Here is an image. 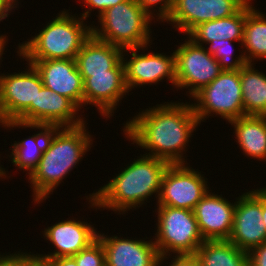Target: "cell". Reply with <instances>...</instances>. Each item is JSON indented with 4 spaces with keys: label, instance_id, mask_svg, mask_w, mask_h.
<instances>
[{
    "label": "cell",
    "instance_id": "obj_1",
    "mask_svg": "<svg viewBox=\"0 0 266 266\" xmlns=\"http://www.w3.org/2000/svg\"><path fill=\"white\" fill-rule=\"evenodd\" d=\"M123 125L125 139L145 149L144 155L169 164H187L186 146L200 122L190 102L176 101L143 109Z\"/></svg>",
    "mask_w": 266,
    "mask_h": 266
},
{
    "label": "cell",
    "instance_id": "obj_2",
    "mask_svg": "<svg viewBox=\"0 0 266 266\" xmlns=\"http://www.w3.org/2000/svg\"><path fill=\"white\" fill-rule=\"evenodd\" d=\"M138 157L98 191L87 195L88 208H95L96 211L100 208L111 209L125 216L130 209L142 207L154 194L157 203L162 177L169 163L144 154Z\"/></svg>",
    "mask_w": 266,
    "mask_h": 266
},
{
    "label": "cell",
    "instance_id": "obj_3",
    "mask_svg": "<svg viewBox=\"0 0 266 266\" xmlns=\"http://www.w3.org/2000/svg\"><path fill=\"white\" fill-rule=\"evenodd\" d=\"M87 124L84 122L75 127L50 128L43 155L36 168L27 176L34 203L40 204L49 198L90 151L94 138L87 131Z\"/></svg>",
    "mask_w": 266,
    "mask_h": 266
},
{
    "label": "cell",
    "instance_id": "obj_4",
    "mask_svg": "<svg viewBox=\"0 0 266 266\" xmlns=\"http://www.w3.org/2000/svg\"><path fill=\"white\" fill-rule=\"evenodd\" d=\"M68 11L62 10L38 34L22 44L19 42V58L25 61L76 59L83 44L92 35V26H87L80 15H72Z\"/></svg>",
    "mask_w": 266,
    "mask_h": 266
},
{
    "label": "cell",
    "instance_id": "obj_5",
    "mask_svg": "<svg viewBox=\"0 0 266 266\" xmlns=\"http://www.w3.org/2000/svg\"><path fill=\"white\" fill-rule=\"evenodd\" d=\"M98 26L91 24L92 35L122 49L152 44L153 19L136 0H126L104 11Z\"/></svg>",
    "mask_w": 266,
    "mask_h": 266
},
{
    "label": "cell",
    "instance_id": "obj_6",
    "mask_svg": "<svg viewBox=\"0 0 266 266\" xmlns=\"http://www.w3.org/2000/svg\"><path fill=\"white\" fill-rule=\"evenodd\" d=\"M156 208L157 231L153 239L159 255H195L204 239L194 211L164 205Z\"/></svg>",
    "mask_w": 266,
    "mask_h": 266
},
{
    "label": "cell",
    "instance_id": "obj_7",
    "mask_svg": "<svg viewBox=\"0 0 266 266\" xmlns=\"http://www.w3.org/2000/svg\"><path fill=\"white\" fill-rule=\"evenodd\" d=\"M192 100L194 103L191 104L200 124L214 115L221 116L226 122L243 117L239 70H223L211 83L197 92Z\"/></svg>",
    "mask_w": 266,
    "mask_h": 266
},
{
    "label": "cell",
    "instance_id": "obj_8",
    "mask_svg": "<svg viewBox=\"0 0 266 266\" xmlns=\"http://www.w3.org/2000/svg\"><path fill=\"white\" fill-rule=\"evenodd\" d=\"M176 65L175 88L188 89L191 98L211 83L223 70L218 61L204 46L195 44L187 37L174 50Z\"/></svg>",
    "mask_w": 266,
    "mask_h": 266
},
{
    "label": "cell",
    "instance_id": "obj_9",
    "mask_svg": "<svg viewBox=\"0 0 266 266\" xmlns=\"http://www.w3.org/2000/svg\"><path fill=\"white\" fill-rule=\"evenodd\" d=\"M189 164H169L165 170L156 205L194 210L210 190L208 179Z\"/></svg>",
    "mask_w": 266,
    "mask_h": 266
},
{
    "label": "cell",
    "instance_id": "obj_10",
    "mask_svg": "<svg viewBox=\"0 0 266 266\" xmlns=\"http://www.w3.org/2000/svg\"><path fill=\"white\" fill-rule=\"evenodd\" d=\"M150 45L143 47H134L123 49L122 61L125 70V80L129 92L135 87L143 85H154L167 80L175 88L176 84V65L175 54L166 55V53L158 52H140V50H148ZM130 52V58L127 56ZM140 53V54H139ZM144 53V54H143Z\"/></svg>",
    "mask_w": 266,
    "mask_h": 266
},
{
    "label": "cell",
    "instance_id": "obj_11",
    "mask_svg": "<svg viewBox=\"0 0 266 266\" xmlns=\"http://www.w3.org/2000/svg\"><path fill=\"white\" fill-rule=\"evenodd\" d=\"M26 64L25 71L0 74V125L15 121L31 104H36L37 94L44 86L35 67Z\"/></svg>",
    "mask_w": 266,
    "mask_h": 266
},
{
    "label": "cell",
    "instance_id": "obj_12",
    "mask_svg": "<svg viewBox=\"0 0 266 266\" xmlns=\"http://www.w3.org/2000/svg\"><path fill=\"white\" fill-rule=\"evenodd\" d=\"M235 199L233 228L228 240L248 252L266 242L262 221V188L242 193Z\"/></svg>",
    "mask_w": 266,
    "mask_h": 266
},
{
    "label": "cell",
    "instance_id": "obj_13",
    "mask_svg": "<svg viewBox=\"0 0 266 266\" xmlns=\"http://www.w3.org/2000/svg\"><path fill=\"white\" fill-rule=\"evenodd\" d=\"M80 109L67 97L43 86L31 104L15 121L51 127H75L87 122ZM79 114V115H78Z\"/></svg>",
    "mask_w": 266,
    "mask_h": 266
},
{
    "label": "cell",
    "instance_id": "obj_14",
    "mask_svg": "<svg viewBox=\"0 0 266 266\" xmlns=\"http://www.w3.org/2000/svg\"><path fill=\"white\" fill-rule=\"evenodd\" d=\"M249 0H173L171 14L165 21L180 33L188 35L196 26L227 18L238 12Z\"/></svg>",
    "mask_w": 266,
    "mask_h": 266
},
{
    "label": "cell",
    "instance_id": "obj_15",
    "mask_svg": "<svg viewBox=\"0 0 266 266\" xmlns=\"http://www.w3.org/2000/svg\"><path fill=\"white\" fill-rule=\"evenodd\" d=\"M128 93L122 60L108 73L90 74L83 81L84 107L94 105L107 120L114 116V110Z\"/></svg>",
    "mask_w": 266,
    "mask_h": 266
},
{
    "label": "cell",
    "instance_id": "obj_16",
    "mask_svg": "<svg viewBox=\"0 0 266 266\" xmlns=\"http://www.w3.org/2000/svg\"><path fill=\"white\" fill-rule=\"evenodd\" d=\"M78 220L74 217L67 218L52 224L42 231L45 240H48L52 246L54 245V252L49 254H39L45 261L48 259L58 257L74 256L82 249L88 247L97 239L98 231L92 222Z\"/></svg>",
    "mask_w": 266,
    "mask_h": 266
},
{
    "label": "cell",
    "instance_id": "obj_17",
    "mask_svg": "<svg viewBox=\"0 0 266 266\" xmlns=\"http://www.w3.org/2000/svg\"><path fill=\"white\" fill-rule=\"evenodd\" d=\"M105 253V266H158L159 252L154 239L107 236L98 231ZM146 240V241H145Z\"/></svg>",
    "mask_w": 266,
    "mask_h": 266
},
{
    "label": "cell",
    "instance_id": "obj_18",
    "mask_svg": "<svg viewBox=\"0 0 266 266\" xmlns=\"http://www.w3.org/2000/svg\"><path fill=\"white\" fill-rule=\"evenodd\" d=\"M209 190L194 208L198 228L204 241L228 240L232 228L236 201L231 203L222 194Z\"/></svg>",
    "mask_w": 266,
    "mask_h": 266
},
{
    "label": "cell",
    "instance_id": "obj_19",
    "mask_svg": "<svg viewBox=\"0 0 266 266\" xmlns=\"http://www.w3.org/2000/svg\"><path fill=\"white\" fill-rule=\"evenodd\" d=\"M39 72L43 85L70 99L80 110L84 107L83 80L75 59L26 61Z\"/></svg>",
    "mask_w": 266,
    "mask_h": 266
},
{
    "label": "cell",
    "instance_id": "obj_20",
    "mask_svg": "<svg viewBox=\"0 0 266 266\" xmlns=\"http://www.w3.org/2000/svg\"><path fill=\"white\" fill-rule=\"evenodd\" d=\"M0 126L4 127L7 130H13V128H30L36 129V134L28 136L27 139L23 138L18 142L14 141L11 145L12 150L9 158L13 166H17L23 172L26 171V175L29 176L32 171L38 165L42 155L43 150L47 141L48 132L51 126L47 125H35V124H26L18 121H7L2 123ZM28 172V173H27Z\"/></svg>",
    "mask_w": 266,
    "mask_h": 266
},
{
    "label": "cell",
    "instance_id": "obj_21",
    "mask_svg": "<svg viewBox=\"0 0 266 266\" xmlns=\"http://www.w3.org/2000/svg\"><path fill=\"white\" fill-rule=\"evenodd\" d=\"M123 49L91 35L76 56V64L84 81L90 74L108 73L122 60Z\"/></svg>",
    "mask_w": 266,
    "mask_h": 266
},
{
    "label": "cell",
    "instance_id": "obj_22",
    "mask_svg": "<svg viewBox=\"0 0 266 266\" xmlns=\"http://www.w3.org/2000/svg\"><path fill=\"white\" fill-rule=\"evenodd\" d=\"M247 16V3L235 14L227 18L212 20L196 26L187 36L195 44L205 47L213 40L238 42L242 49L244 25Z\"/></svg>",
    "mask_w": 266,
    "mask_h": 266
},
{
    "label": "cell",
    "instance_id": "obj_23",
    "mask_svg": "<svg viewBox=\"0 0 266 266\" xmlns=\"http://www.w3.org/2000/svg\"><path fill=\"white\" fill-rule=\"evenodd\" d=\"M228 123L246 158L266 161V116H243Z\"/></svg>",
    "mask_w": 266,
    "mask_h": 266
},
{
    "label": "cell",
    "instance_id": "obj_24",
    "mask_svg": "<svg viewBox=\"0 0 266 266\" xmlns=\"http://www.w3.org/2000/svg\"><path fill=\"white\" fill-rule=\"evenodd\" d=\"M247 63L240 70L244 116H266V74Z\"/></svg>",
    "mask_w": 266,
    "mask_h": 266
},
{
    "label": "cell",
    "instance_id": "obj_25",
    "mask_svg": "<svg viewBox=\"0 0 266 266\" xmlns=\"http://www.w3.org/2000/svg\"><path fill=\"white\" fill-rule=\"evenodd\" d=\"M247 2V16L244 25L242 52L247 63L266 60V13L260 12Z\"/></svg>",
    "mask_w": 266,
    "mask_h": 266
},
{
    "label": "cell",
    "instance_id": "obj_26",
    "mask_svg": "<svg viewBox=\"0 0 266 266\" xmlns=\"http://www.w3.org/2000/svg\"><path fill=\"white\" fill-rule=\"evenodd\" d=\"M195 256L200 266H248L247 252L229 240H206Z\"/></svg>",
    "mask_w": 266,
    "mask_h": 266
},
{
    "label": "cell",
    "instance_id": "obj_27",
    "mask_svg": "<svg viewBox=\"0 0 266 266\" xmlns=\"http://www.w3.org/2000/svg\"><path fill=\"white\" fill-rule=\"evenodd\" d=\"M234 41L231 40H213L208 43L209 47H205L206 50L213 55V57L218 61L222 70H240L244 65L247 64L244 54L240 51V55H236L233 58Z\"/></svg>",
    "mask_w": 266,
    "mask_h": 266
},
{
    "label": "cell",
    "instance_id": "obj_28",
    "mask_svg": "<svg viewBox=\"0 0 266 266\" xmlns=\"http://www.w3.org/2000/svg\"><path fill=\"white\" fill-rule=\"evenodd\" d=\"M72 257L78 266H105L104 247L98 238Z\"/></svg>",
    "mask_w": 266,
    "mask_h": 266
},
{
    "label": "cell",
    "instance_id": "obj_29",
    "mask_svg": "<svg viewBox=\"0 0 266 266\" xmlns=\"http://www.w3.org/2000/svg\"><path fill=\"white\" fill-rule=\"evenodd\" d=\"M7 254L1 255L0 253V266H46V261L38 253L33 254L20 250Z\"/></svg>",
    "mask_w": 266,
    "mask_h": 266
},
{
    "label": "cell",
    "instance_id": "obj_30",
    "mask_svg": "<svg viewBox=\"0 0 266 266\" xmlns=\"http://www.w3.org/2000/svg\"><path fill=\"white\" fill-rule=\"evenodd\" d=\"M136 2L153 20L157 17V21L160 20L159 23H165L173 7V0H136Z\"/></svg>",
    "mask_w": 266,
    "mask_h": 266
},
{
    "label": "cell",
    "instance_id": "obj_31",
    "mask_svg": "<svg viewBox=\"0 0 266 266\" xmlns=\"http://www.w3.org/2000/svg\"><path fill=\"white\" fill-rule=\"evenodd\" d=\"M123 1H126V0H82V3H84L83 6L84 7L86 6V8H88V9L85 10V12L83 11L82 13H80V16L84 20H86L87 17L91 16L92 10H93V12H94V10H97L98 16H100L107 9L114 7L115 5H117L118 3H121Z\"/></svg>",
    "mask_w": 266,
    "mask_h": 266
},
{
    "label": "cell",
    "instance_id": "obj_32",
    "mask_svg": "<svg viewBox=\"0 0 266 266\" xmlns=\"http://www.w3.org/2000/svg\"><path fill=\"white\" fill-rule=\"evenodd\" d=\"M167 255V256H160L158 266L164 265L163 263L166 262L168 264L169 257L172 258L171 262H169L168 266H200V263L195 255ZM175 257V258H174Z\"/></svg>",
    "mask_w": 266,
    "mask_h": 266
},
{
    "label": "cell",
    "instance_id": "obj_33",
    "mask_svg": "<svg viewBox=\"0 0 266 266\" xmlns=\"http://www.w3.org/2000/svg\"><path fill=\"white\" fill-rule=\"evenodd\" d=\"M248 266H266V242L247 252Z\"/></svg>",
    "mask_w": 266,
    "mask_h": 266
},
{
    "label": "cell",
    "instance_id": "obj_34",
    "mask_svg": "<svg viewBox=\"0 0 266 266\" xmlns=\"http://www.w3.org/2000/svg\"><path fill=\"white\" fill-rule=\"evenodd\" d=\"M19 0H0V22L5 20L9 15H11V12H14L12 10H16V8H19L18 2ZM15 8V9H14Z\"/></svg>",
    "mask_w": 266,
    "mask_h": 266
},
{
    "label": "cell",
    "instance_id": "obj_35",
    "mask_svg": "<svg viewBox=\"0 0 266 266\" xmlns=\"http://www.w3.org/2000/svg\"><path fill=\"white\" fill-rule=\"evenodd\" d=\"M46 266H78L72 256L58 257L46 260Z\"/></svg>",
    "mask_w": 266,
    "mask_h": 266
},
{
    "label": "cell",
    "instance_id": "obj_36",
    "mask_svg": "<svg viewBox=\"0 0 266 266\" xmlns=\"http://www.w3.org/2000/svg\"><path fill=\"white\" fill-rule=\"evenodd\" d=\"M262 221L266 230V185L262 187Z\"/></svg>",
    "mask_w": 266,
    "mask_h": 266
},
{
    "label": "cell",
    "instance_id": "obj_37",
    "mask_svg": "<svg viewBox=\"0 0 266 266\" xmlns=\"http://www.w3.org/2000/svg\"><path fill=\"white\" fill-rule=\"evenodd\" d=\"M8 36H6V34H0V65H1V62L3 61L2 59L4 58V57H2L3 56V54H5L4 53V50L6 49V45L8 44ZM7 43V44H6Z\"/></svg>",
    "mask_w": 266,
    "mask_h": 266
},
{
    "label": "cell",
    "instance_id": "obj_38",
    "mask_svg": "<svg viewBox=\"0 0 266 266\" xmlns=\"http://www.w3.org/2000/svg\"><path fill=\"white\" fill-rule=\"evenodd\" d=\"M0 156H1V154H0ZM2 166L3 165L0 166V179L3 178L5 180V178L8 177L6 174L8 171H5L6 168H4V167L2 168Z\"/></svg>",
    "mask_w": 266,
    "mask_h": 266
}]
</instances>
